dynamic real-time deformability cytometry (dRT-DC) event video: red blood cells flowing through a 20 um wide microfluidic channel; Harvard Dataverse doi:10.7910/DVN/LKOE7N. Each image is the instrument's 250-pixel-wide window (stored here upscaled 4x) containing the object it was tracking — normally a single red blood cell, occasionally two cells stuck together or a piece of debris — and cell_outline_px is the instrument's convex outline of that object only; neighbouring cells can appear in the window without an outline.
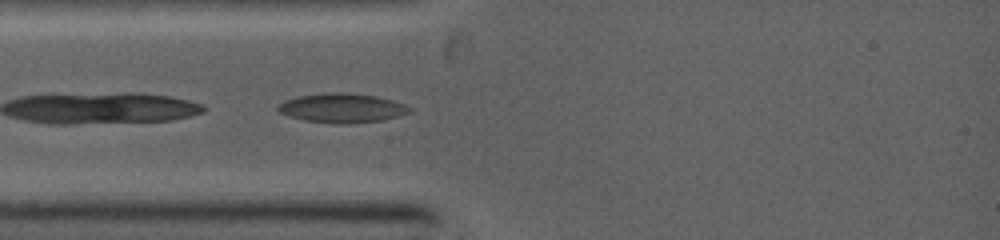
{"species": "common noctule bat (a hibernating species)", "species_latin": "Nyctalus noctula", "temperature_condition": "warm", "stored_images_in_passage": 12, "camera_frame_rate_fps": 5000, "um_per_image_px": 0.085, "animal": {"sex": "female", "body_mass_g": 19.0, "forearm_length_mm": 53.3}, "frame": {"image": 1, "passage_image": 1, "time_ms": 0.0, "image_size_px": [1000, 240], "cell_outline_px": [[412, 112], [384, 120], [352, 124], [336, 124], [304, 120], [280, 112], [276, 108], [284, 100], [300, 96], [328, 92], [340, 92], [376, 96], [392, 100], [404, 104], [412, 108]], "centroid_in_image_um": [29.12, 9.19], "position_along_channel_um": 55.9, "area_um2": 22.43}}
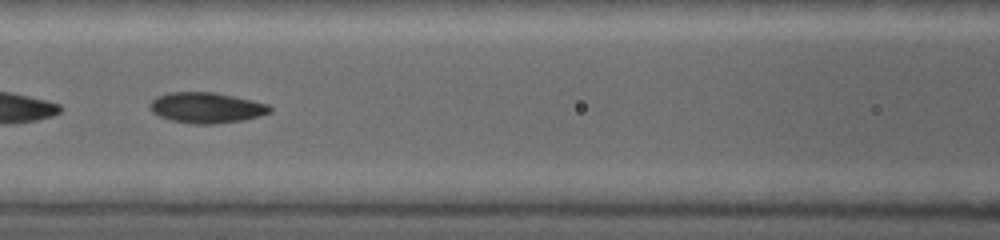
{"frame": {"image": 2, "passage_image": 5, "time_ms": 2.0, "image_size_px": [1000, 240], "cell_outline_px": [[272, 112], [260, 116], [244, 120], [216, 124], [192, 124], [168, 120], [152, 112], [148, 108], [148, 104], [156, 96], [168, 92], [216, 92], [252, 100], [268, 104], [272, 108]], "centroid_in_image_um": [17.53, 9.16], "position_along_channel_um": 149.1, "area_um2": 21.79}}
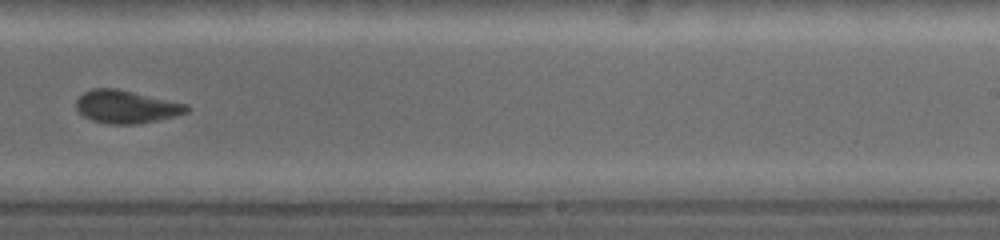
{"frame": {"image": 3, "passage_image": 10, "time_ms": 4.8, "image_size_px": [1000, 240], "cell_outline_px": [[192, 108], [188, 112], [156, 120], [136, 124], [108, 124], [92, 120], [84, 116], [76, 108], [76, 100], [84, 92], [92, 88], [116, 88], [188, 104]], "centroid_in_image_um": [10.73, 9.07], "position_along_channel_um": 278.3, "area_um2": 21.1}}